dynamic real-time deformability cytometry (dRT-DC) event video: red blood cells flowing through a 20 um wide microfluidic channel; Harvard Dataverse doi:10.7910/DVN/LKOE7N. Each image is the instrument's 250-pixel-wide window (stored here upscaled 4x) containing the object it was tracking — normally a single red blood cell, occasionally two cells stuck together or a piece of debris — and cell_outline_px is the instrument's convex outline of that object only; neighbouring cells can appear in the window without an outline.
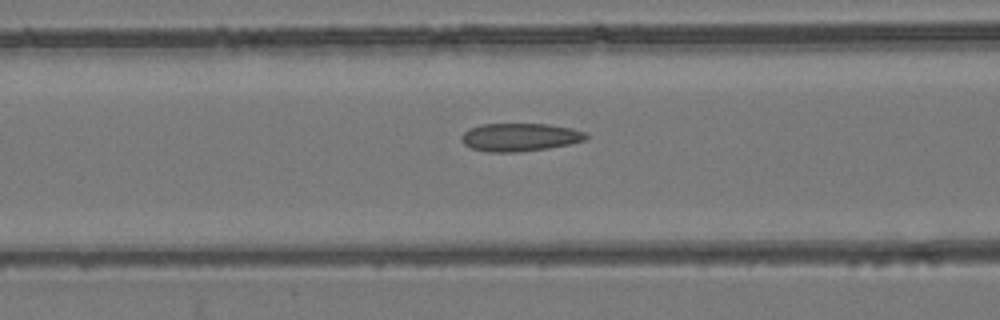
{"species": "common noctule bat (a hibernating species)", "species_latin": "Nyctalus noctula", "temperature_condition": "room temperature", "stored_images_in_passage": 53, "camera_frame_rate_fps": 3000, "um_per_image_px": 0.085, "animal": {"sex": "female", "body_mass_g": 24.6, "forearm_length_mm": 56.2}, "frame": {"image": 1, "passage_image": 22, "time_ms": 7.0, "image_size_px": [1000, 320], "cell_outline_px": [[588, 136], [584, 140], [568, 144], [548, 148], [520, 152], [484, 152], [472, 148], [464, 144], [460, 140], [460, 136], [468, 128], [484, 124], [548, 124], [572, 128], [584, 132]], "centroid_in_image_um": [44.14, 11.66], "position_along_channel_um": 122.5, "area_um2": 20.4}}
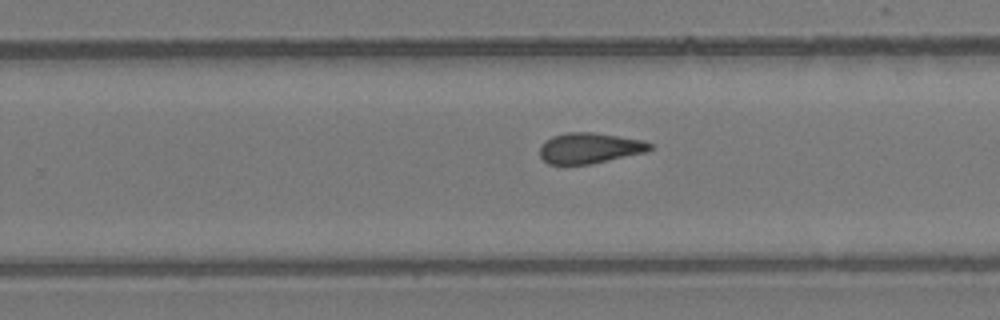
{"frame": {"image": 2, "passage_image": 34, "time_ms": 11.0, "image_size_px": [1000, 320], "cell_outline_px": [[652, 148], [648, 152], [592, 164], [548, 164], [540, 156], [540, 144], [544, 140], [552, 136], [564, 132], [592, 132], [644, 140], [652, 144]], "centroid_in_image_um": [50.12, 12.58], "position_along_channel_um": 279.7, "area_um2": 19.94}}
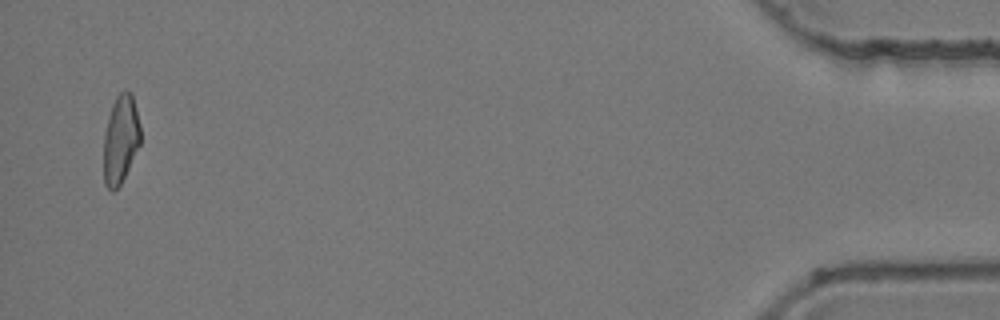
{"frame": {"image": 3, "passage_image": 52, "time_ms": 17.0, "image_size_px": [1000, 320], "cell_outline_px": [[140, 144], [120, 184], [112, 192], [104, 184], [104, 132], [108, 116], [112, 104], [116, 96], [124, 88], [128, 88], [132, 92], [140, 124]], "centroid_in_image_um": [10.25, 11.77], "position_along_channel_um": 425.0, "area_um2": 19.07}, "authors_computed_cell_mechanics": {"area_um2": 20.2878, "velocity_mm_per_s": 3.9384, "shape_relaxation_time_tau1_ms": null, "shape_relaxation_time_tau2_ms": 3.526, "deformation_change_tau1": null, "deformation_change_tau2": 0.1122}}